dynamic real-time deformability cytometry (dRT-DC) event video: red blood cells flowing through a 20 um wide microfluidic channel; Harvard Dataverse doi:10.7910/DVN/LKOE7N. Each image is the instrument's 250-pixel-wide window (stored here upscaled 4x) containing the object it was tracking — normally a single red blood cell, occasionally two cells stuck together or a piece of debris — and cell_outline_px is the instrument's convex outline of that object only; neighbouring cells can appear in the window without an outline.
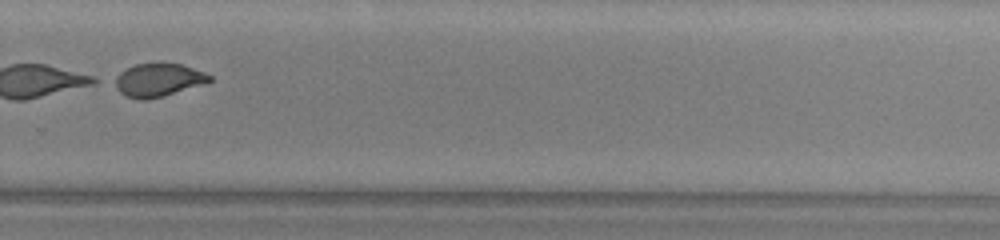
{"species": "common noctule bat (a hibernating species)", "species_latin": "Nyctalus noctula", "temperature_condition": "warm", "stored_images_in_passage": 48, "camera_frame_rate_fps": 3000, "um_per_image_px": 0.085, "animal": {"sex": "male", "body_mass_g": 13.0, "forearm_length_mm": 53.1}, "frame": {"image": 1, "passage_image": 33, "time_ms": 10.667, "image_size_px": [1000, 240], "cell_outline_px": [[212, 80], [208, 84], [148, 100], [140, 100], [128, 96], [120, 92], [108, 80], [120, 72], [136, 64], [180, 64], [204, 72], [212, 76]], "centroid_in_image_um": [13.43, 6.82], "position_along_channel_um": 316.4, "area_um2": 18.55}}